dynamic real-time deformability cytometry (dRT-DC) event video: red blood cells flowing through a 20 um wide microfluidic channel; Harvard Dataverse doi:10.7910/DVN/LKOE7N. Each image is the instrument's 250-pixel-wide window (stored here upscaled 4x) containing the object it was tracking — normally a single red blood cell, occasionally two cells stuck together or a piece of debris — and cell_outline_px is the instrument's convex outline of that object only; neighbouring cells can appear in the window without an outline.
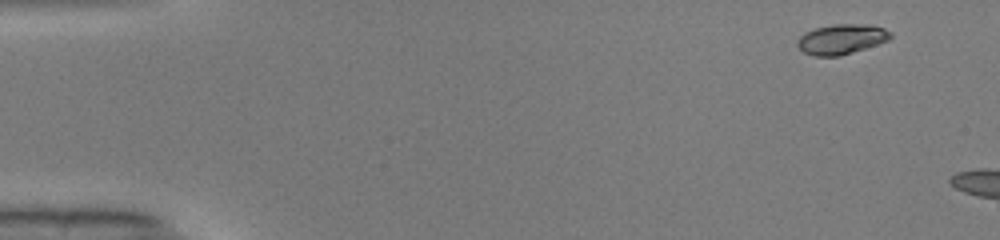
{"species": "common noctule bat (a hibernating species)", "species_latin": "Nyctalus noctula", "temperature_condition": "warm", "stored_images_in_passage": 8, "camera_frame_rate_fps": 3000, "um_per_image_px": 0.085, "animal": {"sex": "male", "body_mass_g": 19.0, "forearm_length_mm": 50.8}, "frame": {"image": 1, "passage_image": 2, "time_ms": 0.333, "image_size_px": [1000, 240], "cell_outline_px": [[892, 36], [888, 40], [840, 56], [816, 56], [804, 52], [796, 44], [796, 40], [804, 32], [816, 28], [836, 24], [868, 24], [884, 28], [892, 32]], "centroid_in_image_um": [71.51, 3.32], "position_along_channel_um": 13.5, "area_um2": 16.18}}